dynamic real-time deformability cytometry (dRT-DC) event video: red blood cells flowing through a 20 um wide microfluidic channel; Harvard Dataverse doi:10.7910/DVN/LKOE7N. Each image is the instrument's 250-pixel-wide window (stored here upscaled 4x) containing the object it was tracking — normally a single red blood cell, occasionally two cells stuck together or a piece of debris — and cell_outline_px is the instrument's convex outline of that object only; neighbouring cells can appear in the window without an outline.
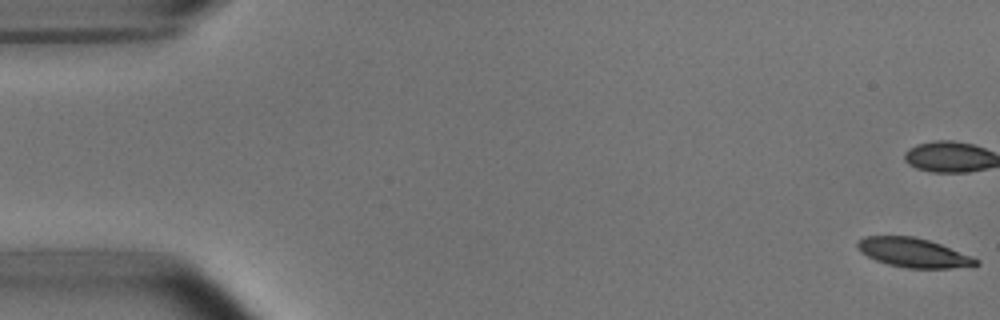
{"species": "common noctule bat (a hibernating species)", "species_latin": "Nyctalus noctula", "temperature_condition": "room temperature", "stored_images_in_passage": 6, "camera_frame_rate_fps": 3000, "um_per_image_px": 0.085, "animal": {"sex": "male", "body_mass_g": 15.6}, "frame": {"image": 1, "passage_image": 1, "time_ms": 0.0, "image_size_px": [1000, 320], "cell_outline_px": [[980, 264], [952, 268], [908, 268], [888, 264], [876, 260], [860, 252], [856, 244], [864, 236], [912, 236], [928, 240], [940, 244], [972, 256], [980, 260]], "centroid_in_image_um": [77.65, 21.48], "position_along_channel_um": 7.4, "area_um2": 20.0}}